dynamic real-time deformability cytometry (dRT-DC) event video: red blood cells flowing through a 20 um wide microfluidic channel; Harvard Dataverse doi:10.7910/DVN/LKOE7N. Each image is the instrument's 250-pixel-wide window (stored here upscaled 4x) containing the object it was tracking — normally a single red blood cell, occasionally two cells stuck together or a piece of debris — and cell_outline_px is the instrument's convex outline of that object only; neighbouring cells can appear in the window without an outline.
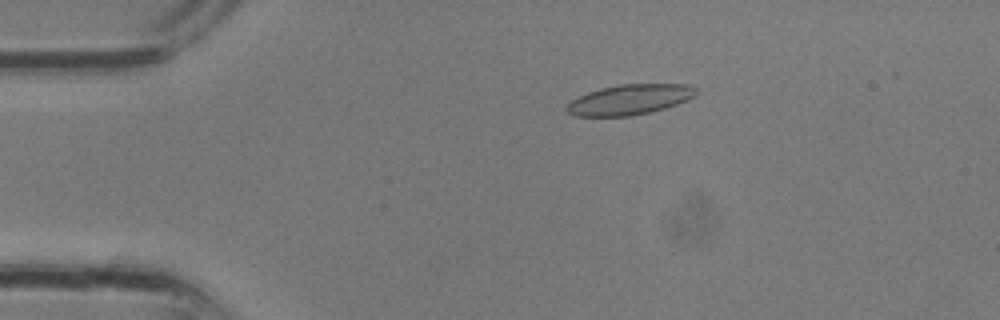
{"species": "common noctule bat (a hibernating species)", "species_latin": "Nyctalus noctula", "temperature_condition": "room temperature", "stored_images_in_passage": 15, "camera_frame_rate_fps": 3000, "um_per_image_px": 0.085, "animal": {"sex": "male", "body_mass_g": 13.3}, "frame": {"image": 1, "passage_image": 6, "time_ms": 1.667, "image_size_px": [1000, 320], "cell_outline_px": [[696, 96], [688, 100], [652, 112], [632, 116], [572, 116], [564, 112], [564, 108], [572, 100], [588, 92], [600, 88], [620, 84], [688, 84], [696, 88]], "centroid_in_image_um": [53.5, 8.47], "position_along_channel_um": 31.5, "area_um2": 23.0}}
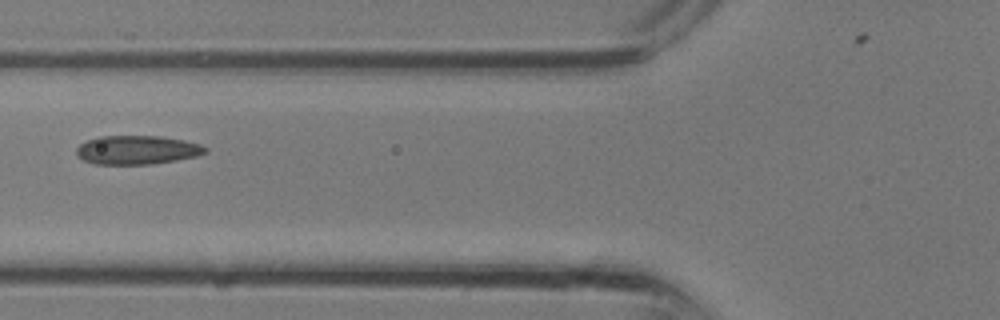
{"frame": {"image": 2, "passage_image": 12, "time_ms": 3.667, "image_size_px": [1000, 320], "cell_outline_px": [[208, 152], [196, 156], [176, 160], [152, 164], [96, 164], [84, 160], [76, 156], [76, 148], [80, 144], [88, 140], [100, 136], [160, 136], [184, 140], [200, 144], [208, 148]], "centroid_in_image_um": [11.66, 12.74], "position_along_channel_um": 114.1, "area_um2": 21.68}}
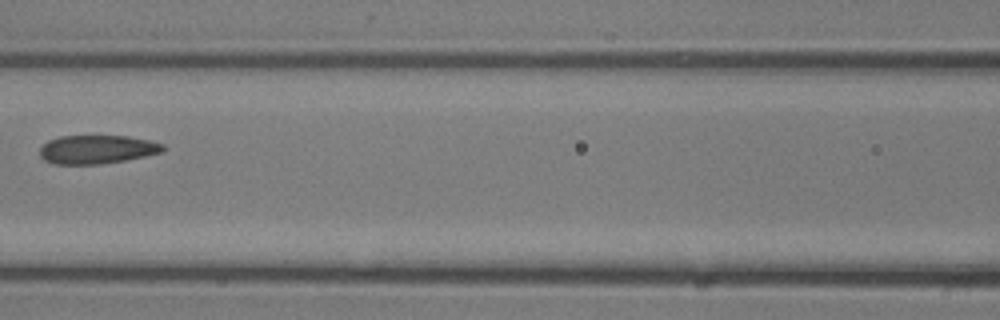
{"frame": {"image": 3, "passage_image": 14, "time_ms": 4.333, "image_size_px": [1000, 320], "cell_outline_px": [[164, 152], [124, 160], [100, 164], [52, 164], [44, 160], [40, 156], [40, 148], [48, 140], [60, 136], [128, 136], [148, 140], [164, 144]], "centroid_in_image_um": [8.23, 12.7], "position_along_channel_um": 158.4, "area_um2": 20.52}}